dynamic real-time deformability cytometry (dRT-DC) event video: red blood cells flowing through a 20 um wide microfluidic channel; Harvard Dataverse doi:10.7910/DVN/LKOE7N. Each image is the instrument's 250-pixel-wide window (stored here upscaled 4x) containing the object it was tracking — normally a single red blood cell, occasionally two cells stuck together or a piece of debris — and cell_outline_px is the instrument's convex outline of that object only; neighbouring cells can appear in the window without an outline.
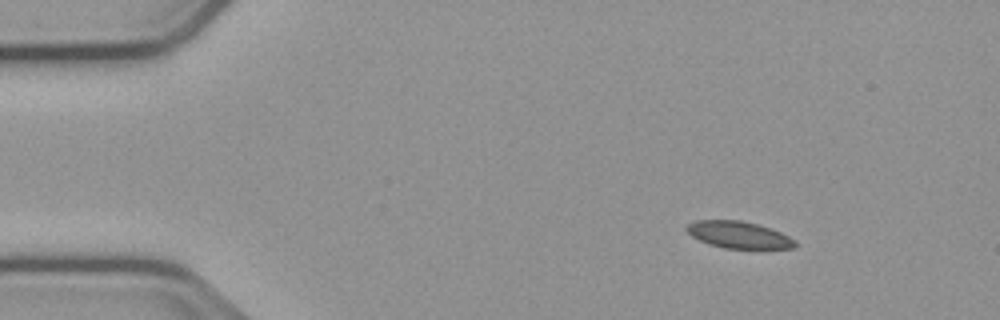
{"species": "common noctule bat (a hibernating species)", "species_latin": "Nyctalus noctula", "temperature_condition": "cold", "stored_images_in_passage": 48, "camera_frame_rate_fps": 3000, "um_per_image_px": 0.085, "animal": {"sex": "male", "body_mass_g": 23.1, "forearm_length_mm": 52.7}, "frame": {"image": 1, "passage_image": 1, "time_ms": 0.0, "image_size_px": [1000, 320], "cell_outline_px": [[796, 248], [724, 248], [708, 244], [692, 236], [684, 228], [688, 224], [696, 220], [740, 220], [756, 224], [780, 232], [796, 240]], "centroid_in_image_um": [62.77, 19.96], "position_along_channel_um": 22.2, "area_um2": 16.82}}
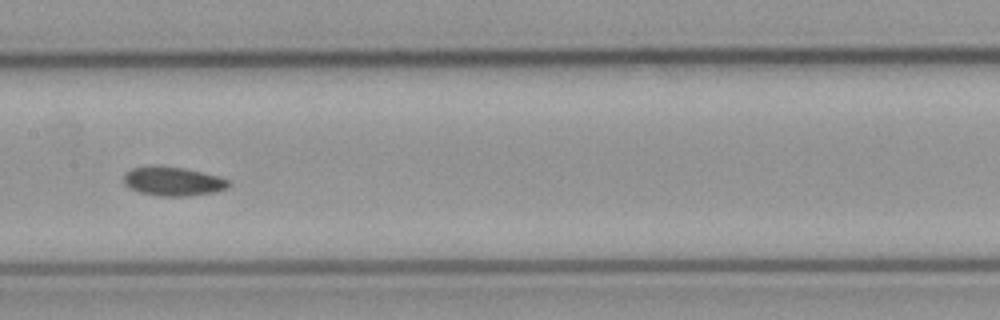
{"frame": {"image": 2, "passage_image": 21, "time_ms": 6.667, "image_size_px": [1000, 320], "cell_outline_px": [[232, 184], [216, 192], [188, 196], [160, 196], [140, 192], [128, 188], [124, 184], [124, 176], [132, 168], [156, 164], [184, 168], [216, 176], [228, 180]], "centroid_in_image_um": [14.67, 15.4], "position_along_channel_um": 192.7, "area_um2": 17.74}}
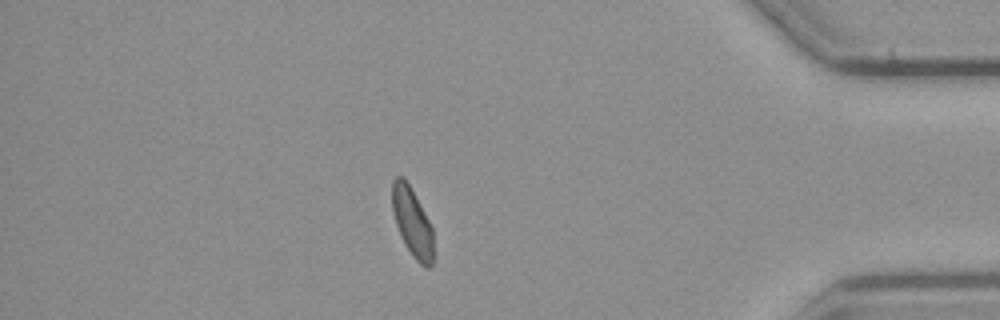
{"frame": {"image": 3, "passage_image": 41, "time_ms": 13.333, "image_size_px": [1000, 320], "cell_outline_px": [[432, 264], [428, 268], [424, 268], [416, 260], [404, 244], [400, 236], [392, 212], [392, 180], [396, 176], [404, 176], [428, 220], [432, 228]], "centroid_in_image_um": [35.0, 18.88], "position_along_channel_um": 400.2, "area_um2": 16.3}, "authors_computed_cell_mechanics": {"area_um2": 17.3689, "velocity_mm_per_s": 3.7413, "shape_relaxation_time_tau1_ms": 3.1547, "shape_relaxation_time_tau2_ms": 9.6675, "deformation_change_tau1": 0.0869, "deformation_change_tau2": 0.1363}}